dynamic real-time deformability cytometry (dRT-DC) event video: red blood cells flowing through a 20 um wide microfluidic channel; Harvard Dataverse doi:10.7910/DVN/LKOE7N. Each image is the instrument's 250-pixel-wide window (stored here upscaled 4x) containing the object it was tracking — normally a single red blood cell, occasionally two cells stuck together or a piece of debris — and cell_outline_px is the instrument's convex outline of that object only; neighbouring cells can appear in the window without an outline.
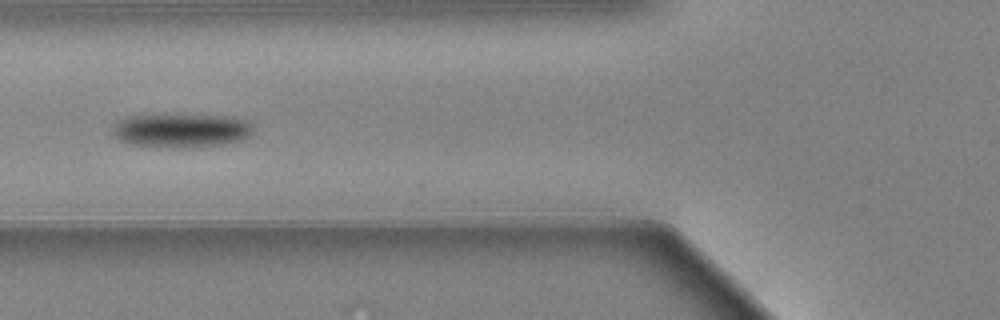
{"species": "Egyptian fruit bat (a non-hibernating species)", "species_latin": "Rousettus aegyptiacus", "temperature_condition": "warm", "stored_images_in_passage": 19, "camera_frame_rate_fps": 3000, "um_per_image_px": 0.085, "animal": {"sex": "female"}, "frame": {"image": 1, "passage_image": 6, "time_ms": 1.667, "image_size_px": [1000, 320], "cell_outline_px": [[252, 132], [248, 136], [240, 140], [220, 144], [132, 144], [120, 140], [112, 132], [116, 124], [120, 120], [128, 116], [232, 116], [244, 120], [252, 124]], "centroid_in_image_um": [15.45, 11.03], "position_along_channel_um": 110.4, "area_um2": 25.61}}
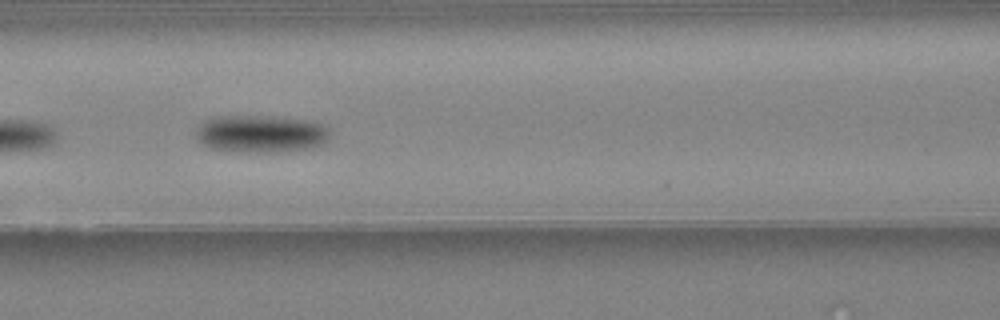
{"frame": {"image": 2, "passage_image": 9, "time_ms": 2.667, "image_size_px": [1000, 320], "cell_outline_px": [[328, 140], [312, 148], [276, 152], [232, 152], [212, 148], [204, 144], [196, 136], [196, 132], [200, 124], [204, 120], [216, 116], [260, 116], [308, 120], [320, 124], [328, 128]], "centroid_in_image_um": [22.15, 11.38], "position_along_channel_um": 144.5, "area_um2": 29.07}}